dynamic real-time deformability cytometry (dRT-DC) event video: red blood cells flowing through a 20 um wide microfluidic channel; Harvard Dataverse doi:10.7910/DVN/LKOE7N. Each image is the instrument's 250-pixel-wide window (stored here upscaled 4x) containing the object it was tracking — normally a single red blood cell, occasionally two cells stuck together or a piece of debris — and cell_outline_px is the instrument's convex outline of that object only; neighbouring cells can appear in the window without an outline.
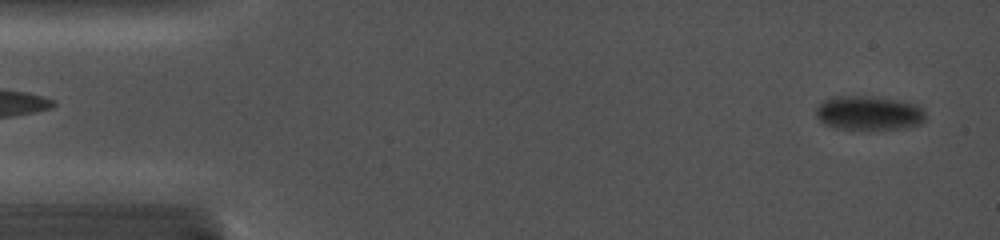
{"species": "common noctule bat (a hibernating species)", "species_latin": "Nyctalus noctula", "temperature_condition": "cold", "stored_images_in_passage": 28, "camera_frame_rate_fps": 5000, "um_per_image_px": 0.085, "animal": {"sex": "female", "body_mass_g": 19.0, "forearm_length_mm": 56.7}, "frame": {"image": 1, "passage_image": 6, "time_ms": 0.8, "image_size_px": [1000, 240], "cell_outline_px": [[924, 120], [920, 124], [900, 128], [836, 128], [824, 124], [816, 116], [816, 108], [824, 100], [836, 96], [864, 96], [896, 100], [916, 104], [924, 112]], "centroid_in_image_um": [73.81, 9.59], "position_along_channel_um": 11.2, "area_um2": 21.21}}